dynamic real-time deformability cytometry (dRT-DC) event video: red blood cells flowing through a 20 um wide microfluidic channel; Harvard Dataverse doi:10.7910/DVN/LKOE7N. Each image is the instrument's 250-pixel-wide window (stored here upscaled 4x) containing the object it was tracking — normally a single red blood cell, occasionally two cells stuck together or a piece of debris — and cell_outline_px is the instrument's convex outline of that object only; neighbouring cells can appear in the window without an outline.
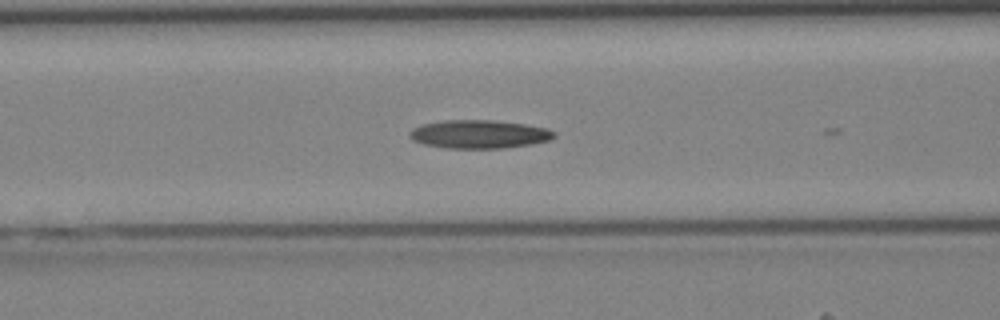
{"species": "Egyptian fruit bat (a non-hibernating species)", "species_latin": "Rousettus aegyptiacus", "temperature_condition": "cold", "stored_images_in_passage": 19, "camera_frame_rate_fps": 3000, "um_per_image_px": 0.085, "animal": {"sex": "female"}, "frame": {"image": 1, "passage_image": 16, "time_ms": 5.0, "image_size_px": [1000, 320], "cell_outline_px": [[556, 136], [552, 140], [532, 144], [504, 148], [448, 148], [424, 144], [412, 140], [408, 136], [408, 132], [412, 128], [420, 124], [444, 120], [496, 120], [524, 124], [548, 128], [556, 132]], "centroid_in_image_um": [40.73, 11.4], "position_along_channel_um": 125.9, "area_um2": 24.22}}
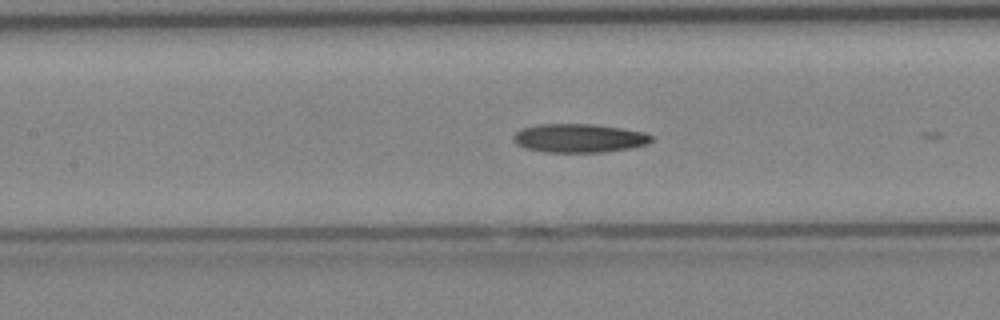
{"frame": {"image": 2, "passage_image": 18, "time_ms": 5.667, "image_size_px": [1000, 320], "cell_outline_px": [[652, 140], [648, 144], [628, 148], [604, 152], [544, 152], [524, 148], [516, 144], [512, 140], [512, 136], [520, 128], [536, 124], [596, 124], [644, 132], [652, 136]], "centroid_in_image_um": [49.16, 11.74], "position_along_channel_um": 158.2, "area_um2": 23.24}}